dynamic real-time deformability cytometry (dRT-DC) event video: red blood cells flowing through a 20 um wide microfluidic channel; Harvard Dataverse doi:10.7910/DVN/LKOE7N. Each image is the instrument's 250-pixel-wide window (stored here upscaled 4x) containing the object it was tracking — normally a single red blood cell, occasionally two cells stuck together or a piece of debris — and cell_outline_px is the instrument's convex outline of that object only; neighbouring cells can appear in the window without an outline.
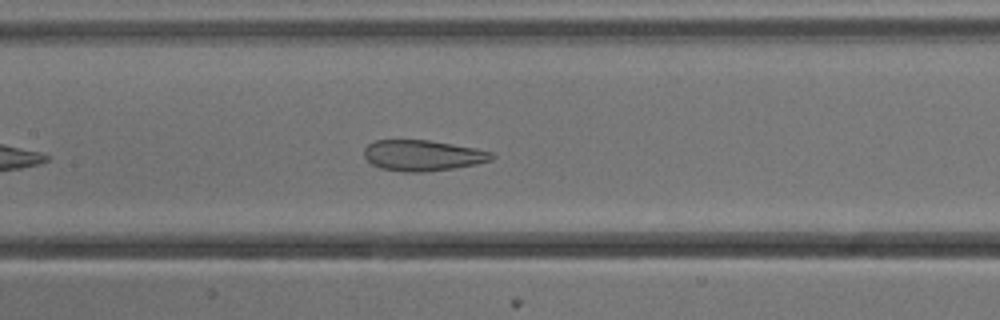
{"species": "common noctule bat (a hibernating species)", "species_latin": "Nyctalus noctula", "temperature_condition": "cold", "stored_images_in_passage": 34, "camera_frame_rate_fps": 3000, "um_per_image_px": 0.085, "animal": {"sex": "male", "body_mass_g": 13.3}, "frame": {"image": 1, "passage_image": 13, "time_ms": 4.0, "image_size_px": [1000, 320], "cell_outline_px": [[496, 156], [492, 160], [476, 164], [456, 168], [424, 172], [404, 172], [380, 168], [372, 164], [364, 156], [364, 148], [368, 144], [376, 140], [428, 140], [476, 148], [492, 152]], "centroid_in_image_um": [35.94, 13.22], "position_along_channel_um": 171.5, "area_um2": 23.0}}
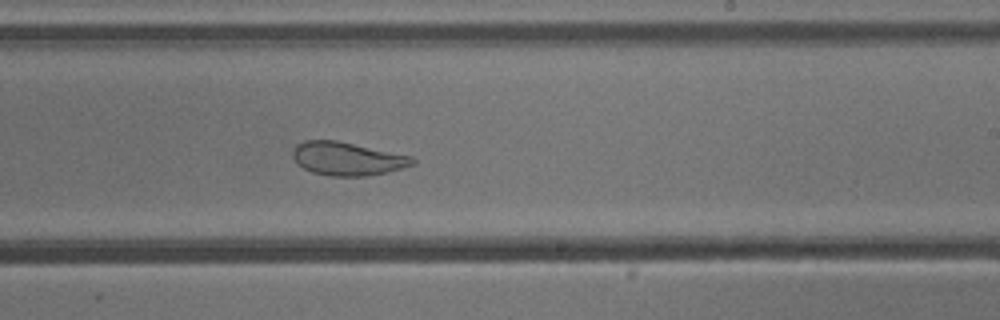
{"frame": {"image": 2, "passage_image": 20, "time_ms": 6.333, "image_size_px": [1000, 320], "cell_outline_px": [[416, 164], [404, 168], [388, 172], [368, 176], [328, 176], [312, 172], [304, 168], [292, 156], [292, 152], [296, 144], [304, 140], [336, 140], [412, 156], [416, 160]], "centroid_in_image_um": [29.55, 13.49], "position_along_channel_um": 259.4, "area_um2": 23.35}}
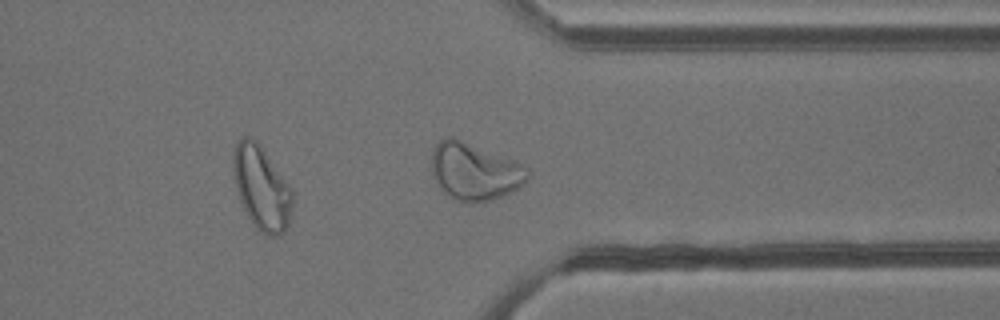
{"frame": {"image": 3, "passage_image": 29, "time_ms": 9.333, "image_size_px": [1000, 320], "cell_outline_px": [[532, 172], [528, 180], [524, 184], [492, 200], [464, 204], [448, 196], [440, 188], [432, 172], [432, 148], [440, 140], [448, 136], [452, 136], [512, 160], [528, 168]], "centroid_in_image_um": [40.33, 14.59], "position_along_channel_um": 371.1, "area_um2": 31.96}, "authors_computed_cell_mechanics": {"area_um2": 24.5361, "velocity_mm_per_s": 3.7828, "shape_relaxation_time_tau1_ms": null, "shape_relaxation_time_tau2_ms": 1.686, "deformation_change_tau1": null, "deformation_change_tau2": 0.0723}}